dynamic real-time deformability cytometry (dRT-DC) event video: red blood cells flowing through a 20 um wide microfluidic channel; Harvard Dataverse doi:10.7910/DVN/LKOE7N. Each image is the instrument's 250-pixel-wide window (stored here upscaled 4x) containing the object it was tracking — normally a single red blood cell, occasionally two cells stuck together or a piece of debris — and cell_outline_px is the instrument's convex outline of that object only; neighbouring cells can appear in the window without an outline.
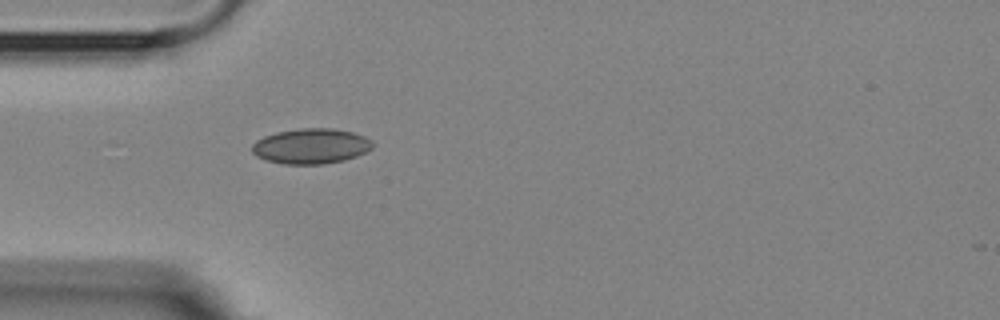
{"species": "Egyptian fruit bat (a non-hibernating species)", "species_latin": "Rousettus aegyptiacus", "temperature_condition": "room temperature", "stored_images_in_passage": 1, "camera_frame_rate_fps": 3000, "um_per_image_px": 0.085, "animal": {"sex": "female"}, "frame": {"image": 1, "passage_image": 1, "time_ms": 0.0, "image_size_px": [1000, 320], "cell_outline_px": [[372, 148], [356, 156], [344, 160], [324, 164], [284, 164], [268, 160], [256, 156], [252, 152], [252, 144], [256, 140], [264, 136], [276, 132], [300, 128], [332, 128], [352, 132], [364, 136], [372, 140]], "centroid_in_image_um": [26.42, 12.41], "position_along_channel_um": 58.6, "area_um2": 24.74}}